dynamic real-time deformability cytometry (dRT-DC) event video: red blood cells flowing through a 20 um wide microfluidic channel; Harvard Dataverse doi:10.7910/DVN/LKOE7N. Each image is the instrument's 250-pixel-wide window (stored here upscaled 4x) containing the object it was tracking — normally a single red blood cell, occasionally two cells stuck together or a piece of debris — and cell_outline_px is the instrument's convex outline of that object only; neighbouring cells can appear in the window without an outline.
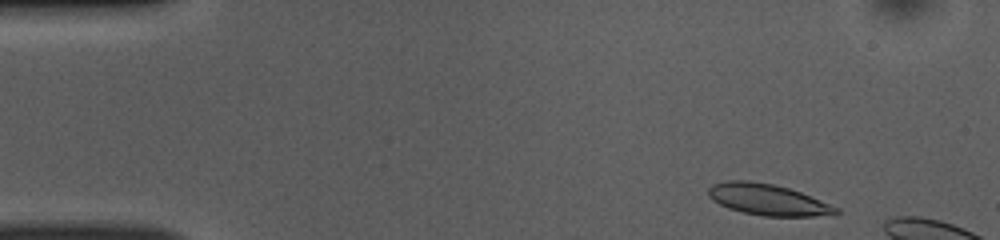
{"species": "common noctule bat (a hibernating species)", "species_latin": "Nyctalus noctula", "temperature_condition": "room temperature", "stored_images_in_passage": 8, "camera_frame_rate_fps": 3000, "um_per_image_px": 0.085, "animal": {"sex": "female", "body_mass_g": 10.0, "forearm_length_mm": 53.1}, "frame": {"image": 1, "passage_image": 2, "time_ms": 0.333, "image_size_px": [1000, 240], "cell_outline_px": [[840, 212], [812, 216], [764, 216], [744, 212], [728, 208], [712, 200], [708, 196], [708, 188], [712, 184], [728, 180], [748, 180], [772, 184], [788, 188], [800, 192], [840, 208]], "centroid_in_image_um": [65.21, 16.96], "position_along_channel_um": 19.8, "area_um2": 22.95}}